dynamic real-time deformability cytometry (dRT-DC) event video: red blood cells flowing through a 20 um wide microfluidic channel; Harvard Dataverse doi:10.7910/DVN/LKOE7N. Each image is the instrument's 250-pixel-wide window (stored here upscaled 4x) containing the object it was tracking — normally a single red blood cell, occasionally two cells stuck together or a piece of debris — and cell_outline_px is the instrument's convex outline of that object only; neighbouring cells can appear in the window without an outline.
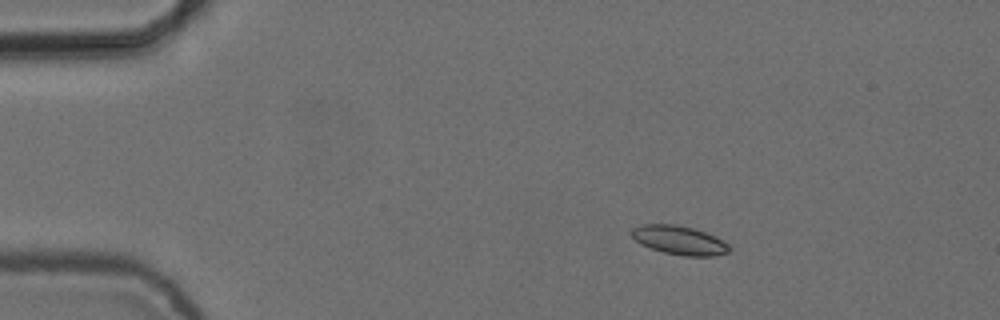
{"species": "common noctule bat (a hibernating species)", "species_latin": "Nyctalus noctula", "temperature_condition": "cold", "stored_images_in_passage": 4, "camera_frame_rate_fps": 3000, "um_per_image_px": 0.085, "animal": {"sex": "female", "body_mass_g": 24.6, "forearm_length_mm": 56.2}, "frame": {"image": 1, "passage_image": 2, "time_ms": 0.333, "image_size_px": [1000, 320], "cell_outline_px": [[732, 248], [728, 252], [712, 256], [684, 256], [664, 252], [640, 244], [628, 232], [632, 228], [640, 224], [676, 224], [692, 228], [716, 236], [728, 244]], "centroid_in_image_um": [57.72, 20.41], "position_along_channel_um": 27.3, "area_um2": 16.47}}